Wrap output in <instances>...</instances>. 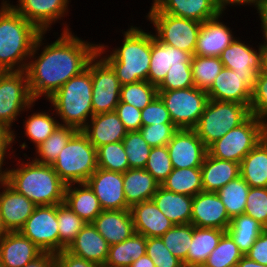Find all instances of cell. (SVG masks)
Listing matches in <instances>:
<instances>
[{
  "instance_id": "cell-1",
  "label": "cell",
  "mask_w": 267,
  "mask_h": 267,
  "mask_svg": "<svg viewBox=\"0 0 267 267\" xmlns=\"http://www.w3.org/2000/svg\"><path fill=\"white\" fill-rule=\"evenodd\" d=\"M64 22L60 35L53 33L55 41L48 43L47 32H41L34 43L25 72L35 102L41 98L47 102L67 81L87 69L98 53L99 42L83 40Z\"/></svg>"
},
{
  "instance_id": "cell-2",
  "label": "cell",
  "mask_w": 267,
  "mask_h": 267,
  "mask_svg": "<svg viewBox=\"0 0 267 267\" xmlns=\"http://www.w3.org/2000/svg\"><path fill=\"white\" fill-rule=\"evenodd\" d=\"M130 24L127 29L119 31H122L123 39L116 48H110L107 42L98 44V54L116 72L121 86L148 81L150 68L151 31L145 30L142 25Z\"/></svg>"
},
{
  "instance_id": "cell-3",
  "label": "cell",
  "mask_w": 267,
  "mask_h": 267,
  "mask_svg": "<svg viewBox=\"0 0 267 267\" xmlns=\"http://www.w3.org/2000/svg\"><path fill=\"white\" fill-rule=\"evenodd\" d=\"M23 156L24 159L16 155L14 160L17 163L7 169L5 182L36 206L63 203L66 184L52 165L38 163L26 153Z\"/></svg>"
},
{
  "instance_id": "cell-4",
  "label": "cell",
  "mask_w": 267,
  "mask_h": 267,
  "mask_svg": "<svg viewBox=\"0 0 267 267\" xmlns=\"http://www.w3.org/2000/svg\"><path fill=\"white\" fill-rule=\"evenodd\" d=\"M0 1V72L25 70L41 32L6 0Z\"/></svg>"
},
{
  "instance_id": "cell-5",
  "label": "cell",
  "mask_w": 267,
  "mask_h": 267,
  "mask_svg": "<svg viewBox=\"0 0 267 267\" xmlns=\"http://www.w3.org/2000/svg\"><path fill=\"white\" fill-rule=\"evenodd\" d=\"M60 125L82 130L93 116L92 60L87 69L72 77L49 99Z\"/></svg>"
},
{
  "instance_id": "cell-6",
  "label": "cell",
  "mask_w": 267,
  "mask_h": 267,
  "mask_svg": "<svg viewBox=\"0 0 267 267\" xmlns=\"http://www.w3.org/2000/svg\"><path fill=\"white\" fill-rule=\"evenodd\" d=\"M52 167L66 185L86 183L98 168L97 149L78 130L61 150Z\"/></svg>"
},
{
  "instance_id": "cell-7",
  "label": "cell",
  "mask_w": 267,
  "mask_h": 267,
  "mask_svg": "<svg viewBox=\"0 0 267 267\" xmlns=\"http://www.w3.org/2000/svg\"><path fill=\"white\" fill-rule=\"evenodd\" d=\"M251 116L250 105L208 100L197 126L198 137L208 147Z\"/></svg>"
},
{
  "instance_id": "cell-8",
  "label": "cell",
  "mask_w": 267,
  "mask_h": 267,
  "mask_svg": "<svg viewBox=\"0 0 267 267\" xmlns=\"http://www.w3.org/2000/svg\"><path fill=\"white\" fill-rule=\"evenodd\" d=\"M144 16L152 24L155 38L166 45L194 55L201 22L162 13L153 3Z\"/></svg>"
},
{
  "instance_id": "cell-9",
  "label": "cell",
  "mask_w": 267,
  "mask_h": 267,
  "mask_svg": "<svg viewBox=\"0 0 267 267\" xmlns=\"http://www.w3.org/2000/svg\"><path fill=\"white\" fill-rule=\"evenodd\" d=\"M267 125L254 115L231 129L207 147V153L220 160L241 163L243 158L260 142Z\"/></svg>"
},
{
  "instance_id": "cell-10",
  "label": "cell",
  "mask_w": 267,
  "mask_h": 267,
  "mask_svg": "<svg viewBox=\"0 0 267 267\" xmlns=\"http://www.w3.org/2000/svg\"><path fill=\"white\" fill-rule=\"evenodd\" d=\"M25 70L0 72V123L10 129L34 103ZM14 124V125H13Z\"/></svg>"
},
{
  "instance_id": "cell-11",
  "label": "cell",
  "mask_w": 267,
  "mask_h": 267,
  "mask_svg": "<svg viewBox=\"0 0 267 267\" xmlns=\"http://www.w3.org/2000/svg\"><path fill=\"white\" fill-rule=\"evenodd\" d=\"M158 96L178 129H194L209 100L206 91L196 87L158 91Z\"/></svg>"
},
{
  "instance_id": "cell-12",
  "label": "cell",
  "mask_w": 267,
  "mask_h": 267,
  "mask_svg": "<svg viewBox=\"0 0 267 267\" xmlns=\"http://www.w3.org/2000/svg\"><path fill=\"white\" fill-rule=\"evenodd\" d=\"M121 84L116 72L97 53L92 59L93 115L114 112L120 102Z\"/></svg>"
},
{
  "instance_id": "cell-13",
  "label": "cell",
  "mask_w": 267,
  "mask_h": 267,
  "mask_svg": "<svg viewBox=\"0 0 267 267\" xmlns=\"http://www.w3.org/2000/svg\"><path fill=\"white\" fill-rule=\"evenodd\" d=\"M246 43V44H245ZM238 36L221 53L220 60L225 68L246 76V83L253 89L258 74L262 71L264 41L253 46ZM257 47V48H256Z\"/></svg>"
},
{
  "instance_id": "cell-14",
  "label": "cell",
  "mask_w": 267,
  "mask_h": 267,
  "mask_svg": "<svg viewBox=\"0 0 267 267\" xmlns=\"http://www.w3.org/2000/svg\"><path fill=\"white\" fill-rule=\"evenodd\" d=\"M57 205L36 206L20 232L43 252H59Z\"/></svg>"
},
{
  "instance_id": "cell-15",
  "label": "cell",
  "mask_w": 267,
  "mask_h": 267,
  "mask_svg": "<svg viewBox=\"0 0 267 267\" xmlns=\"http://www.w3.org/2000/svg\"><path fill=\"white\" fill-rule=\"evenodd\" d=\"M40 32L50 33L53 25L69 16L71 0H6ZM13 3H17L16 5ZM68 13V14H67ZM50 31V32H49Z\"/></svg>"
},
{
  "instance_id": "cell-16",
  "label": "cell",
  "mask_w": 267,
  "mask_h": 267,
  "mask_svg": "<svg viewBox=\"0 0 267 267\" xmlns=\"http://www.w3.org/2000/svg\"><path fill=\"white\" fill-rule=\"evenodd\" d=\"M173 168H201L207 147L194 129H178L166 145Z\"/></svg>"
},
{
  "instance_id": "cell-17",
  "label": "cell",
  "mask_w": 267,
  "mask_h": 267,
  "mask_svg": "<svg viewBox=\"0 0 267 267\" xmlns=\"http://www.w3.org/2000/svg\"><path fill=\"white\" fill-rule=\"evenodd\" d=\"M103 210L130 209L123 189V173L97 168L86 182Z\"/></svg>"
},
{
  "instance_id": "cell-18",
  "label": "cell",
  "mask_w": 267,
  "mask_h": 267,
  "mask_svg": "<svg viewBox=\"0 0 267 267\" xmlns=\"http://www.w3.org/2000/svg\"><path fill=\"white\" fill-rule=\"evenodd\" d=\"M224 15L226 16L220 13L217 17L202 23L194 55L219 57L238 36L232 31L233 28L227 25L229 23L223 21Z\"/></svg>"
},
{
  "instance_id": "cell-19",
  "label": "cell",
  "mask_w": 267,
  "mask_h": 267,
  "mask_svg": "<svg viewBox=\"0 0 267 267\" xmlns=\"http://www.w3.org/2000/svg\"><path fill=\"white\" fill-rule=\"evenodd\" d=\"M191 224L200 228L227 230L231 218L216 192L202 191L193 197Z\"/></svg>"
},
{
  "instance_id": "cell-20",
  "label": "cell",
  "mask_w": 267,
  "mask_h": 267,
  "mask_svg": "<svg viewBox=\"0 0 267 267\" xmlns=\"http://www.w3.org/2000/svg\"><path fill=\"white\" fill-rule=\"evenodd\" d=\"M35 208L32 201L5 181L0 185V215L8 232L20 231Z\"/></svg>"
},
{
  "instance_id": "cell-21",
  "label": "cell",
  "mask_w": 267,
  "mask_h": 267,
  "mask_svg": "<svg viewBox=\"0 0 267 267\" xmlns=\"http://www.w3.org/2000/svg\"><path fill=\"white\" fill-rule=\"evenodd\" d=\"M192 53L159 42L151 30V60L148 82L158 87L165 79L170 67L191 64Z\"/></svg>"
},
{
  "instance_id": "cell-22",
  "label": "cell",
  "mask_w": 267,
  "mask_h": 267,
  "mask_svg": "<svg viewBox=\"0 0 267 267\" xmlns=\"http://www.w3.org/2000/svg\"><path fill=\"white\" fill-rule=\"evenodd\" d=\"M206 93L209 100L250 105L252 88L246 83V76L223 67Z\"/></svg>"
},
{
  "instance_id": "cell-23",
  "label": "cell",
  "mask_w": 267,
  "mask_h": 267,
  "mask_svg": "<svg viewBox=\"0 0 267 267\" xmlns=\"http://www.w3.org/2000/svg\"><path fill=\"white\" fill-rule=\"evenodd\" d=\"M135 233L146 238L161 237L174 226L155 205L153 200H146L130 208Z\"/></svg>"
},
{
  "instance_id": "cell-24",
  "label": "cell",
  "mask_w": 267,
  "mask_h": 267,
  "mask_svg": "<svg viewBox=\"0 0 267 267\" xmlns=\"http://www.w3.org/2000/svg\"><path fill=\"white\" fill-rule=\"evenodd\" d=\"M92 225L109 245L123 242L135 233L130 209L103 210Z\"/></svg>"
},
{
  "instance_id": "cell-25",
  "label": "cell",
  "mask_w": 267,
  "mask_h": 267,
  "mask_svg": "<svg viewBox=\"0 0 267 267\" xmlns=\"http://www.w3.org/2000/svg\"><path fill=\"white\" fill-rule=\"evenodd\" d=\"M81 131L96 149L104 144L123 141L128 132L115 111L93 115Z\"/></svg>"
},
{
  "instance_id": "cell-26",
  "label": "cell",
  "mask_w": 267,
  "mask_h": 267,
  "mask_svg": "<svg viewBox=\"0 0 267 267\" xmlns=\"http://www.w3.org/2000/svg\"><path fill=\"white\" fill-rule=\"evenodd\" d=\"M42 252L20 231L8 232L0 240V263L5 267H23Z\"/></svg>"
},
{
  "instance_id": "cell-27",
  "label": "cell",
  "mask_w": 267,
  "mask_h": 267,
  "mask_svg": "<svg viewBox=\"0 0 267 267\" xmlns=\"http://www.w3.org/2000/svg\"><path fill=\"white\" fill-rule=\"evenodd\" d=\"M152 3L162 13L201 23L220 14L215 0H152Z\"/></svg>"
},
{
  "instance_id": "cell-28",
  "label": "cell",
  "mask_w": 267,
  "mask_h": 267,
  "mask_svg": "<svg viewBox=\"0 0 267 267\" xmlns=\"http://www.w3.org/2000/svg\"><path fill=\"white\" fill-rule=\"evenodd\" d=\"M110 245L92 223H86L67 250L83 259L104 267Z\"/></svg>"
},
{
  "instance_id": "cell-29",
  "label": "cell",
  "mask_w": 267,
  "mask_h": 267,
  "mask_svg": "<svg viewBox=\"0 0 267 267\" xmlns=\"http://www.w3.org/2000/svg\"><path fill=\"white\" fill-rule=\"evenodd\" d=\"M202 188L205 192H217L227 183L240 176V164L220 160L206 154L202 166Z\"/></svg>"
},
{
  "instance_id": "cell-30",
  "label": "cell",
  "mask_w": 267,
  "mask_h": 267,
  "mask_svg": "<svg viewBox=\"0 0 267 267\" xmlns=\"http://www.w3.org/2000/svg\"><path fill=\"white\" fill-rule=\"evenodd\" d=\"M64 203L86 223H92L103 211L98 198L87 183L66 185Z\"/></svg>"
},
{
  "instance_id": "cell-31",
  "label": "cell",
  "mask_w": 267,
  "mask_h": 267,
  "mask_svg": "<svg viewBox=\"0 0 267 267\" xmlns=\"http://www.w3.org/2000/svg\"><path fill=\"white\" fill-rule=\"evenodd\" d=\"M152 200L174 225L191 223L192 196L174 193L160 185Z\"/></svg>"
},
{
  "instance_id": "cell-32",
  "label": "cell",
  "mask_w": 267,
  "mask_h": 267,
  "mask_svg": "<svg viewBox=\"0 0 267 267\" xmlns=\"http://www.w3.org/2000/svg\"><path fill=\"white\" fill-rule=\"evenodd\" d=\"M160 184L145 169H128L123 173V189L127 205H133L151 200Z\"/></svg>"
},
{
  "instance_id": "cell-33",
  "label": "cell",
  "mask_w": 267,
  "mask_h": 267,
  "mask_svg": "<svg viewBox=\"0 0 267 267\" xmlns=\"http://www.w3.org/2000/svg\"><path fill=\"white\" fill-rule=\"evenodd\" d=\"M35 104H38V102H34L29 107V110L32 111V113L30 115L26 114V117H23L25 119H23V127H21L24 129L23 137L25 138L26 136L28 141L30 140L29 144H33V149L44 142L59 125L58 118L51 106L48 110H40L39 108L38 111L34 112L32 109L34 108Z\"/></svg>"
},
{
  "instance_id": "cell-34",
  "label": "cell",
  "mask_w": 267,
  "mask_h": 267,
  "mask_svg": "<svg viewBox=\"0 0 267 267\" xmlns=\"http://www.w3.org/2000/svg\"><path fill=\"white\" fill-rule=\"evenodd\" d=\"M226 230L193 225V239L187 253V267H202Z\"/></svg>"
},
{
  "instance_id": "cell-35",
  "label": "cell",
  "mask_w": 267,
  "mask_h": 267,
  "mask_svg": "<svg viewBox=\"0 0 267 267\" xmlns=\"http://www.w3.org/2000/svg\"><path fill=\"white\" fill-rule=\"evenodd\" d=\"M146 254V237L134 233L123 242L110 245L104 267H129Z\"/></svg>"
},
{
  "instance_id": "cell-36",
  "label": "cell",
  "mask_w": 267,
  "mask_h": 267,
  "mask_svg": "<svg viewBox=\"0 0 267 267\" xmlns=\"http://www.w3.org/2000/svg\"><path fill=\"white\" fill-rule=\"evenodd\" d=\"M240 176L250 187L267 188V149L260 142L241 161Z\"/></svg>"
},
{
  "instance_id": "cell-37",
  "label": "cell",
  "mask_w": 267,
  "mask_h": 267,
  "mask_svg": "<svg viewBox=\"0 0 267 267\" xmlns=\"http://www.w3.org/2000/svg\"><path fill=\"white\" fill-rule=\"evenodd\" d=\"M266 228L251 216L241 214L234 216L226 230L245 255L253 246L256 239Z\"/></svg>"
},
{
  "instance_id": "cell-38",
  "label": "cell",
  "mask_w": 267,
  "mask_h": 267,
  "mask_svg": "<svg viewBox=\"0 0 267 267\" xmlns=\"http://www.w3.org/2000/svg\"><path fill=\"white\" fill-rule=\"evenodd\" d=\"M77 131L74 127L59 124L54 132L35 148L34 157L30 156V158L38 163L52 165L61 150Z\"/></svg>"
},
{
  "instance_id": "cell-39",
  "label": "cell",
  "mask_w": 267,
  "mask_h": 267,
  "mask_svg": "<svg viewBox=\"0 0 267 267\" xmlns=\"http://www.w3.org/2000/svg\"><path fill=\"white\" fill-rule=\"evenodd\" d=\"M161 186L174 193L194 197L196 194L203 191L201 169L173 168V171L169 174Z\"/></svg>"
},
{
  "instance_id": "cell-40",
  "label": "cell",
  "mask_w": 267,
  "mask_h": 267,
  "mask_svg": "<svg viewBox=\"0 0 267 267\" xmlns=\"http://www.w3.org/2000/svg\"><path fill=\"white\" fill-rule=\"evenodd\" d=\"M249 189L248 183L241 176H238L216 192L231 219L234 216L244 214Z\"/></svg>"
},
{
  "instance_id": "cell-41",
  "label": "cell",
  "mask_w": 267,
  "mask_h": 267,
  "mask_svg": "<svg viewBox=\"0 0 267 267\" xmlns=\"http://www.w3.org/2000/svg\"><path fill=\"white\" fill-rule=\"evenodd\" d=\"M223 67L220 57L193 55L191 68L194 87L207 92Z\"/></svg>"
},
{
  "instance_id": "cell-42",
  "label": "cell",
  "mask_w": 267,
  "mask_h": 267,
  "mask_svg": "<svg viewBox=\"0 0 267 267\" xmlns=\"http://www.w3.org/2000/svg\"><path fill=\"white\" fill-rule=\"evenodd\" d=\"M57 220L59 233V252L67 249L69 245L75 240L78 233L86 225L74 211H72L67 204H57Z\"/></svg>"
},
{
  "instance_id": "cell-43",
  "label": "cell",
  "mask_w": 267,
  "mask_h": 267,
  "mask_svg": "<svg viewBox=\"0 0 267 267\" xmlns=\"http://www.w3.org/2000/svg\"><path fill=\"white\" fill-rule=\"evenodd\" d=\"M165 247L187 267V253L193 239V225H174L160 237Z\"/></svg>"
},
{
  "instance_id": "cell-44",
  "label": "cell",
  "mask_w": 267,
  "mask_h": 267,
  "mask_svg": "<svg viewBox=\"0 0 267 267\" xmlns=\"http://www.w3.org/2000/svg\"><path fill=\"white\" fill-rule=\"evenodd\" d=\"M243 256L232 237L225 232L202 267H236Z\"/></svg>"
},
{
  "instance_id": "cell-45",
  "label": "cell",
  "mask_w": 267,
  "mask_h": 267,
  "mask_svg": "<svg viewBox=\"0 0 267 267\" xmlns=\"http://www.w3.org/2000/svg\"><path fill=\"white\" fill-rule=\"evenodd\" d=\"M123 141L104 144L97 148L98 168L125 173L129 169Z\"/></svg>"
},
{
  "instance_id": "cell-46",
  "label": "cell",
  "mask_w": 267,
  "mask_h": 267,
  "mask_svg": "<svg viewBox=\"0 0 267 267\" xmlns=\"http://www.w3.org/2000/svg\"><path fill=\"white\" fill-rule=\"evenodd\" d=\"M158 96V89L148 81H138L121 86L120 101L144 109Z\"/></svg>"
},
{
  "instance_id": "cell-47",
  "label": "cell",
  "mask_w": 267,
  "mask_h": 267,
  "mask_svg": "<svg viewBox=\"0 0 267 267\" xmlns=\"http://www.w3.org/2000/svg\"><path fill=\"white\" fill-rule=\"evenodd\" d=\"M123 146L127 154L129 169H144L152 147L147 144L140 131L127 132L123 139Z\"/></svg>"
},
{
  "instance_id": "cell-48",
  "label": "cell",
  "mask_w": 267,
  "mask_h": 267,
  "mask_svg": "<svg viewBox=\"0 0 267 267\" xmlns=\"http://www.w3.org/2000/svg\"><path fill=\"white\" fill-rule=\"evenodd\" d=\"M161 185L173 171L167 146L152 147L144 168Z\"/></svg>"
},
{
  "instance_id": "cell-49",
  "label": "cell",
  "mask_w": 267,
  "mask_h": 267,
  "mask_svg": "<svg viewBox=\"0 0 267 267\" xmlns=\"http://www.w3.org/2000/svg\"><path fill=\"white\" fill-rule=\"evenodd\" d=\"M16 132L17 131L10 129L8 126L0 123V172L4 176L7 172V169L10 166H12L11 164L6 165V163L9 164L8 160H6V159L10 158L9 160H11V163L12 162L14 163V161H12V159L15 158V156L17 154L16 153L17 149H15L13 147L14 144L18 143V141H19V143H18L19 147L18 148L21 147L20 149L25 150V151H26V148L27 149L30 148V147H28V144L25 141L21 142V144H20V140L17 139V137L20 138V136H18ZM11 155H12V157H11ZM4 166H5V168H4Z\"/></svg>"
},
{
  "instance_id": "cell-50",
  "label": "cell",
  "mask_w": 267,
  "mask_h": 267,
  "mask_svg": "<svg viewBox=\"0 0 267 267\" xmlns=\"http://www.w3.org/2000/svg\"><path fill=\"white\" fill-rule=\"evenodd\" d=\"M194 87L191 64L170 67L165 79L157 87L158 91H170Z\"/></svg>"
},
{
  "instance_id": "cell-51",
  "label": "cell",
  "mask_w": 267,
  "mask_h": 267,
  "mask_svg": "<svg viewBox=\"0 0 267 267\" xmlns=\"http://www.w3.org/2000/svg\"><path fill=\"white\" fill-rule=\"evenodd\" d=\"M146 254L155 267H184L183 262L165 247L160 237L146 238Z\"/></svg>"
},
{
  "instance_id": "cell-52",
  "label": "cell",
  "mask_w": 267,
  "mask_h": 267,
  "mask_svg": "<svg viewBox=\"0 0 267 267\" xmlns=\"http://www.w3.org/2000/svg\"><path fill=\"white\" fill-rule=\"evenodd\" d=\"M244 214L267 228V188L250 187Z\"/></svg>"
},
{
  "instance_id": "cell-53",
  "label": "cell",
  "mask_w": 267,
  "mask_h": 267,
  "mask_svg": "<svg viewBox=\"0 0 267 267\" xmlns=\"http://www.w3.org/2000/svg\"><path fill=\"white\" fill-rule=\"evenodd\" d=\"M250 112L267 125V74L262 71L252 89Z\"/></svg>"
},
{
  "instance_id": "cell-54",
  "label": "cell",
  "mask_w": 267,
  "mask_h": 267,
  "mask_svg": "<svg viewBox=\"0 0 267 267\" xmlns=\"http://www.w3.org/2000/svg\"><path fill=\"white\" fill-rule=\"evenodd\" d=\"M178 128L174 124H153L142 126L139 131L151 147L165 146L172 139Z\"/></svg>"
},
{
  "instance_id": "cell-55",
  "label": "cell",
  "mask_w": 267,
  "mask_h": 267,
  "mask_svg": "<svg viewBox=\"0 0 267 267\" xmlns=\"http://www.w3.org/2000/svg\"><path fill=\"white\" fill-rule=\"evenodd\" d=\"M142 126L153 124H173L169 111L162 99L157 96L150 104L141 110Z\"/></svg>"
},
{
  "instance_id": "cell-56",
  "label": "cell",
  "mask_w": 267,
  "mask_h": 267,
  "mask_svg": "<svg viewBox=\"0 0 267 267\" xmlns=\"http://www.w3.org/2000/svg\"><path fill=\"white\" fill-rule=\"evenodd\" d=\"M115 113L124 124L125 129L129 131H139L142 127L141 110L133 105L119 102L115 108Z\"/></svg>"
},
{
  "instance_id": "cell-57",
  "label": "cell",
  "mask_w": 267,
  "mask_h": 267,
  "mask_svg": "<svg viewBox=\"0 0 267 267\" xmlns=\"http://www.w3.org/2000/svg\"><path fill=\"white\" fill-rule=\"evenodd\" d=\"M55 267H101L64 249L55 253Z\"/></svg>"
},
{
  "instance_id": "cell-58",
  "label": "cell",
  "mask_w": 267,
  "mask_h": 267,
  "mask_svg": "<svg viewBox=\"0 0 267 267\" xmlns=\"http://www.w3.org/2000/svg\"><path fill=\"white\" fill-rule=\"evenodd\" d=\"M245 256L257 263L267 265V228L259 235Z\"/></svg>"
},
{
  "instance_id": "cell-59",
  "label": "cell",
  "mask_w": 267,
  "mask_h": 267,
  "mask_svg": "<svg viewBox=\"0 0 267 267\" xmlns=\"http://www.w3.org/2000/svg\"><path fill=\"white\" fill-rule=\"evenodd\" d=\"M259 0H215L217 9L220 13L226 14L229 10L228 7L235 9V7L238 8L241 6H247V7H254L256 6L257 2ZM227 11V12H226Z\"/></svg>"
},
{
  "instance_id": "cell-60",
  "label": "cell",
  "mask_w": 267,
  "mask_h": 267,
  "mask_svg": "<svg viewBox=\"0 0 267 267\" xmlns=\"http://www.w3.org/2000/svg\"><path fill=\"white\" fill-rule=\"evenodd\" d=\"M258 13V18L260 20V32L264 42L267 40V0H259L254 8Z\"/></svg>"
},
{
  "instance_id": "cell-61",
  "label": "cell",
  "mask_w": 267,
  "mask_h": 267,
  "mask_svg": "<svg viewBox=\"0 0 267 267\" xmlns=\"http://www.w3.org/2000/svg\"><path fill=\"white\" fill-rule=\"evenodd\" d=\"M23 267H55V254L42 252L38 257Z\"/></svg>"
},
{
  "instance_id": "cell-62",
  "label": "cell",
  "mask_w": 267,
  "mask_h": 267,
  "mask_svg": "<svg viewBox=\"0 0 267 267\" xmlns=\"http://www.w3.org/2000/svg\"><path fill=\"white\" fill-rule=\"evenodd\" d=\"M129 267H155L152 259L147 255L141 256L138 260L133 261Z\"/></svg>"
},
{
  "instance_id": "cell-63",
  "label": "cell",
  "mask_w": 267,
  "mask_h": 267,
  "mask_svg": "<svg viewBox=\"0 0 267 267\" xmlns=\"http://www.w3.org/2000/svg\"><path fill=\"white\" fill-rule=\"evenodd\" d=\"M236 267H267V265L257 263L244 255L237 263Z\"/></svg>"
},
{
  "instance_id": "cell-64",
  "label": "cell",
  "mask_w": 267,
  "mask_h": 267,
  "mask_svg": "<svg viewBox=\"0 0 267 267\" xmlns=\"http://www.w3.org/2000/svg\"><path fill=\"white\" fill-rule=\"evenodd\" d=\"M262 72L267 74V43L264 42V50L262 54Z\"/></svg>"
},
{
  "instance_id": "cell-65",
  "label": "cell",
  "mask_w": 267,
  "mask_h": 267,
  "mask_svg": "<svg viewBox=\"0 0 267 267\" xmlns=\"http://www.w3.org/2000/svg\"><path fill=\"white\" fill-rule=\"evenodd\" d=\"M8 233V230L3 224L2 217L0 215V240Z\"/></svg>"
},
{
  "instance_id": "cell-66",
  "label": "cell",
  "mask_w": 267,
  "mask_h": 267,
  "mask_svg": "<svg viewBox=\"0 0 267 267\" xmlns=\"http://www.w3.org/2000/svg\"><path fill=\"white\" fill-rule=\"evenodd\" d=\"M260 143L267 149V131L262 135Z\"/></svg>"
},
{
  "instance_id": "cell-67",
  "label": "cell",
  "mask_w": 267,
  "mask_h": 267,
  "mask_svg": "<svg viewBox=\"0 0 267 267\" xmlns=\"http://www.w3.org/2000/svg\"><path fill=\"white\" fill-rule=\"evenodd\" d=\"M5 181V176L0 172V185Z\"/></svg>"
}]
</instances>
